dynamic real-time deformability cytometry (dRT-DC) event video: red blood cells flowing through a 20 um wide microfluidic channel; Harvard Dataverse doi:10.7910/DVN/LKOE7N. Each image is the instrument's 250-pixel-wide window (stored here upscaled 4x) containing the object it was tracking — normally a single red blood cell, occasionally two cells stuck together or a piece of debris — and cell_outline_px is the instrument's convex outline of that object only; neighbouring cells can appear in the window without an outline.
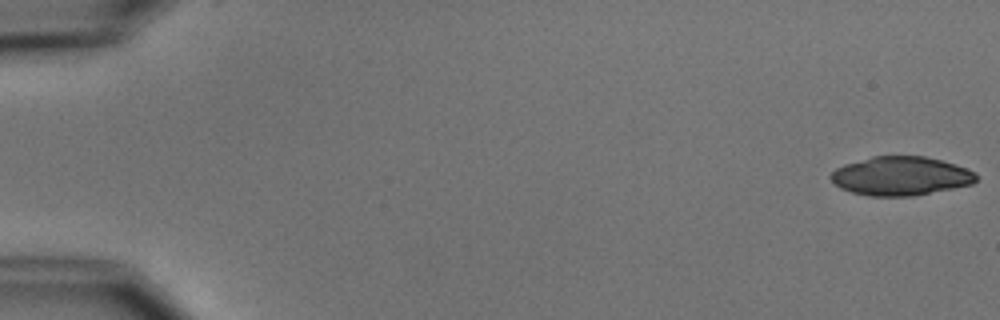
{"species": "common noctule bat (a hibernating species)", "species_latin": "Nyctalus noctula", "temperature_condition": "cold", "stored_images_in_passage": 9, "camera_frame_rate_fps": 3000, "um_per_image_px": 0.085, "animal": {"sex": "male", "body_mass_g": 15.6}, "frame": {"image": 1, "passage_image": 1, "time_ms": 0.0, "image_size_px": [1000, 320], "cell_outline_px": [[976, 180], [972, 184], [912, 196], [868, 196], [852, 192], [840, 188], [828, 176], [836, 168], [844, 164], [872, 156], [924, 156], [956, 164], [976, 172]], "centroid_in_image_um": [76.54, 14.96], "position_along_channel_um": 8.5, "area_um2": 32.83}}